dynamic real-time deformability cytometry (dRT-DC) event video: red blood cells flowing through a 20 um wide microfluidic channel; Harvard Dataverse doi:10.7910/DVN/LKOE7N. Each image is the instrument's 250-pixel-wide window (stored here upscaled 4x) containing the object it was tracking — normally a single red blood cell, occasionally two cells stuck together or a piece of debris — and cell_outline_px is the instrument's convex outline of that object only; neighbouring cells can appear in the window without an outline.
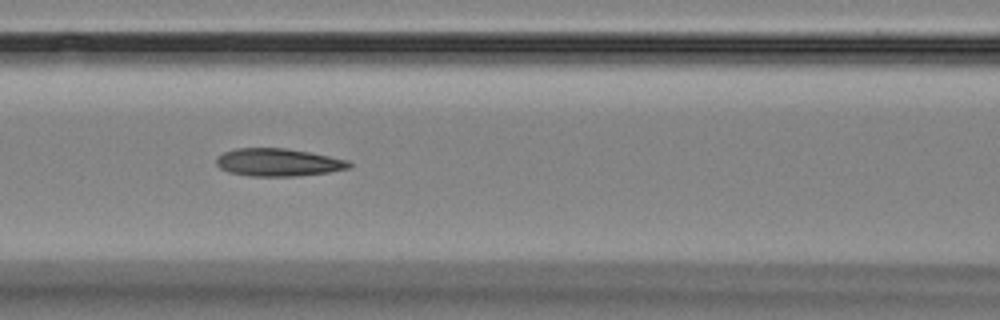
{"species": "Egyptian fruit bat (a non-hibernating species)", "species_latin": "Rousettus aegyptiacus", "temperature_condition": "room temperature", "stored_images_in_passage": 5, "camera_frame_rate_fps": 3000, "um_per_image_px": 0.085, "animal": {"sex": "female"}, "frame": {"image": 1, "passage_image": 5, "time_ms": 5.333, "image_size_px": [1000, 320], "cell_outline_px": [[352, 168], [328, 172], [296, 176], [248, 176], [228, 172], [220, 168], [216, 164], [216, 156], [224, 152], [236, 148], [284, 148], [308, 152], [348, 160], [352, 164]], "centroid_in_image_um": [23.62, 13.8], "position_along_channel_um": 143.0, "area_um2": 21.5}}